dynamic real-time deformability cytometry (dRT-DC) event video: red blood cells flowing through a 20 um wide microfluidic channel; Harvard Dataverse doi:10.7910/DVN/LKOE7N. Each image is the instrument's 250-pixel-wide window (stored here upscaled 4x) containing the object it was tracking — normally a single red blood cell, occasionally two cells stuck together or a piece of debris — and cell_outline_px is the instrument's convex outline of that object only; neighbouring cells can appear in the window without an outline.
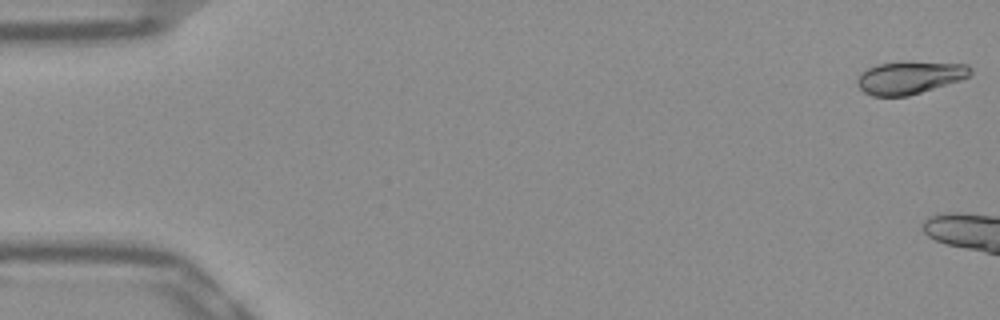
{"species": "Egyptian fruit bat (a non-hibernating species)", "species_latin": "Rousettus aegyptiacus", "temperature_condition": "warm", "stored_images_in_passage": 6, "camera_frame_rate_fps": 3000, "um_per_image_px": 0.085, "frame": {"image": 1, "passage_image": 1, "time_ms": 0.0, "image_size_px": [1000, 320], "cell_outline_px": [[972, 72], [968, 76], [960, 80], [908, 96], [872, 96], [864, 92], [856, 84], [856, 80], [860, 72], [868, 68], [880, 64], [968, 64], [972, 68]], "centroid_in_image_um": [77.27, 6.64], "position_along_channel_um": 7.7, "area_um2": 20.63}}